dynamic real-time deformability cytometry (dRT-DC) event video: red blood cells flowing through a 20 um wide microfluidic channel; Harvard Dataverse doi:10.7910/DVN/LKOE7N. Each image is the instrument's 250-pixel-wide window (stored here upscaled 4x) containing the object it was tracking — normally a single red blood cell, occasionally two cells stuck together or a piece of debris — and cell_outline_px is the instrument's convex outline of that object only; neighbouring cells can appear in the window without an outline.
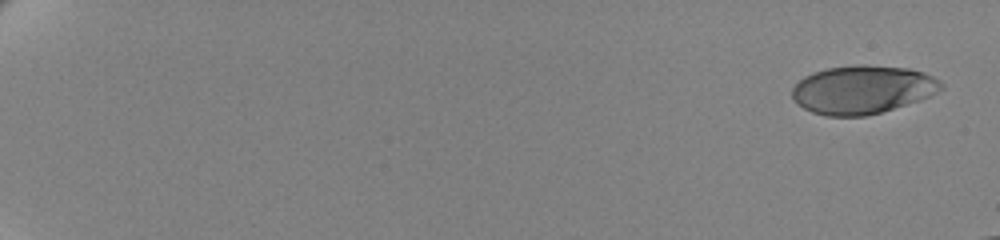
{"species": "human", "species_latin": "Homo sapiens", "temperature_condition": "cold", "stored_images_in_passage": 60, "camera_frame_rate_fps": 3000, "um_per_image_px": 0.085, "donor": {"sex": "female"}, "frame": {"image": 1, "passage_image": 1, "time_ms": 0.0, "image_size_px": [1000, 240], "cell_outline_px": [[944, 88], [928, 96], [880, 112], [864, 116], [824, 116], [812, 112], [796, 104], [792, 100], [792, 88], [804, 76], [812, 72], [828, 68], [852, 64], [864, 64], [908, 68], [924, 72], [932, 76], [944, 84]], "centroid_in_image_um": [73.26, 7.6], "position_along_channel_um": 11.7, "area_um2": 41.96}}
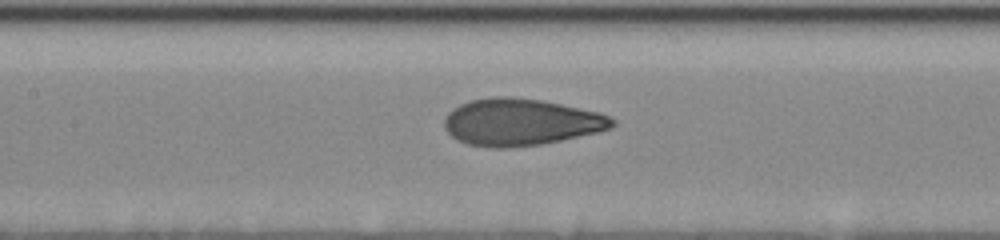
{"frame": {"image": 2, "passage_image": 32, "time_ms": 10.333, "image_size_px": [1000, 240], "cell_outline_px": [[616, 124], [612, 128], [596, 132], [560, 140], [540, 144], [508, 148], [492, 148], [468, 144], [456, 140], [444, 128], [444, 120], [448, 112], [452, 108], [460, 104], [472, 100], [492, 96], [512, 96], [540, 100], [600, 112], [616, 120]], "centroid_in_image_um": [44.24, 10.37], "position_along_channel_um": 163.2, "area_um2": 45.95}}
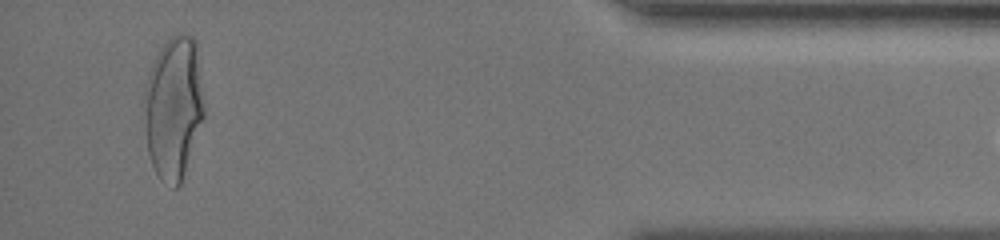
{"frame": {"image": 3, "passage_image": 58, "time_ms": 19.0, "image_size_px": [1000, 240], "cell_outline_px": [[204, 116], [180, 184], [176, 188], [172, 188], [160, 180], [152, 164], [148, 152], [140, 104], [144, 88], [152, 64], [160, 48], [172, 36], [180, 32], [184, 32], [192, 36], [196, 40], [204, 108]], "centroid_in_image_um": [14.71, 9.13], "position_along_channel_um": 420.5, "area_um2": 50.4}}